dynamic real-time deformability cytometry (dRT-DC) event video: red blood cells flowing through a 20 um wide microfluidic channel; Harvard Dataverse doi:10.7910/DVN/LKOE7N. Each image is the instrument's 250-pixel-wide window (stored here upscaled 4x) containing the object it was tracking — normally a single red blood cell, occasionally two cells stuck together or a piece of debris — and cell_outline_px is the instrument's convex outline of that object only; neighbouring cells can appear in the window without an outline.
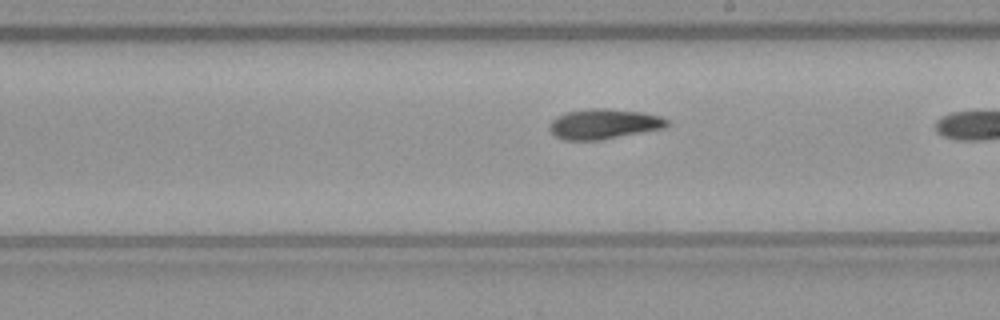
{"species": "common noctule bat (a hibernating species)", "species_latin": "Nyctalus noctula", "temperature_condition": "warm", "stored_images_in_passage": 12, "camera_frame_rate_fps": 3000, "um_per_image_px": 0.085, "animal": {"sex": "female", "body_mass_g": 21.9}, "frame": {"image": 1, "passage_image": 10, "time_ms": 3.0, "image_size_px": [1000, 320], "cell_outline_px": [[668, 124], [664, 128], [600, 140], [564, 140], [556, 136], [548, 128], [548, 124], [556, 116], [568, 112], [588, 108], [608, 108], [644, 112], [660, 116], [668, 120]], "centroid_in_image_um": [51.31, 10.53], "position_along_channel_um": 237.7, "area_um2": 20.69}}